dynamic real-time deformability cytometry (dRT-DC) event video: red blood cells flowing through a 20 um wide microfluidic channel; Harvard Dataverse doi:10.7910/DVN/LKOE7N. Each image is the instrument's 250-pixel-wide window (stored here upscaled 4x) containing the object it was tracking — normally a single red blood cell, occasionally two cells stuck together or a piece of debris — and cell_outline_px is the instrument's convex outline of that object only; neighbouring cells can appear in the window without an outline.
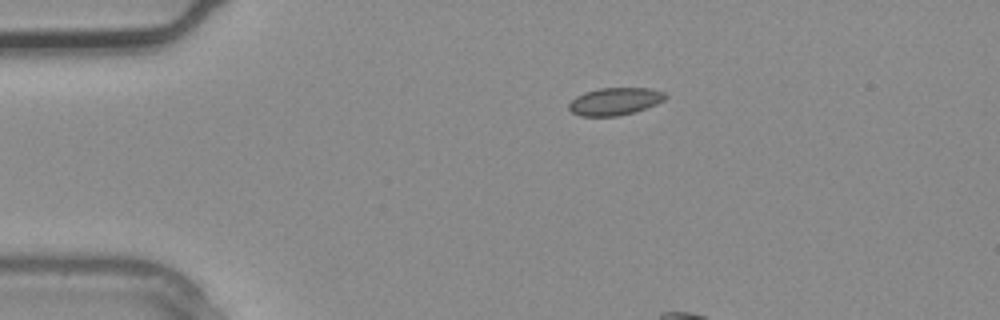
{"species": "common noctule bat (a hibernating species)", "species_latin": "Nyctalus noctula", "temperature_condition": "warm", "stored_images_in_passage": 3, "camera_frame_rate_fps": 3000, "um_per_image_px": 0.085, "animal": {"sex": "male", "body_mass_g": 20.4}, "frame": {"image": 1, "passage_image": 2, "time_ms": 0.333, "image_size_px": [1000, 320], "cell_outline_px": [[668, 96], [664, 100], [656, 104], [636, 112], [616, 116], [580, 116], [572, 112], [568, 108], [568, 104], [576, 96], [584, 92], [600, 88], [652, 88], [664, 92]], "centroid_in_image_um": [52.27, 8.61], "position_along_channel_um": 32.7, "area_um2": 15.55}}